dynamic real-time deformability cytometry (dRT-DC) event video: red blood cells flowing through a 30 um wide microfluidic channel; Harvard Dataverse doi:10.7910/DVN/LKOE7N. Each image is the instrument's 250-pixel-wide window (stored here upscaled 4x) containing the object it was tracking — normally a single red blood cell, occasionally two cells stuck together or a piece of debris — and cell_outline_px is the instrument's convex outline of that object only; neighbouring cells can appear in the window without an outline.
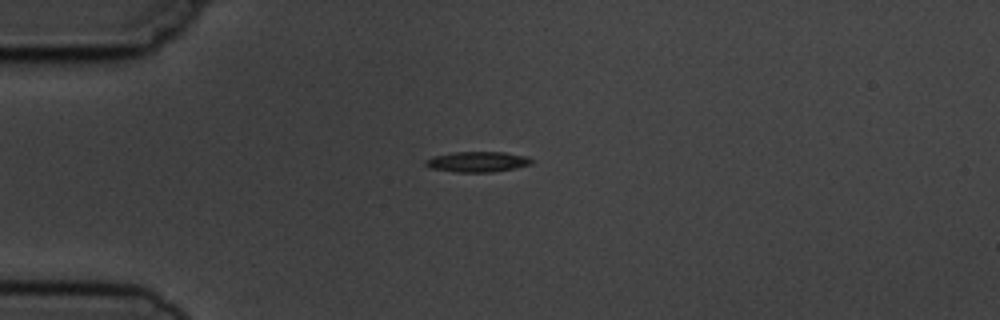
{"species": "common noctule bat (a hibernating species)", "species_latin": "Nyctalus noctula", "temperature_condition": "cold", "stored_images_in_passage": 6, "camera_frame_rate_fps": 3000, "um_per_image_px": 0.085, "animal": {"sex": "male", "body_mass_g": 19.5, "forearm_length_mm": 54.6}, "frame": {"image": 1, "passage_image": 1, "time_ms": 0.0, "image_size_px": [1000, 320], "cell_outline_px": [[532, 164], [516, 168], [492, 172], [456, 172], [428, 168], [424, 164], [424, 160], [432, 156], [452, 152], [504, 152], [528, 156], [532, 160]], "centroid_in_image_um": [40.55, 13.75], "position_along_channel_um": 44.5, "area_um2": 12.83}}
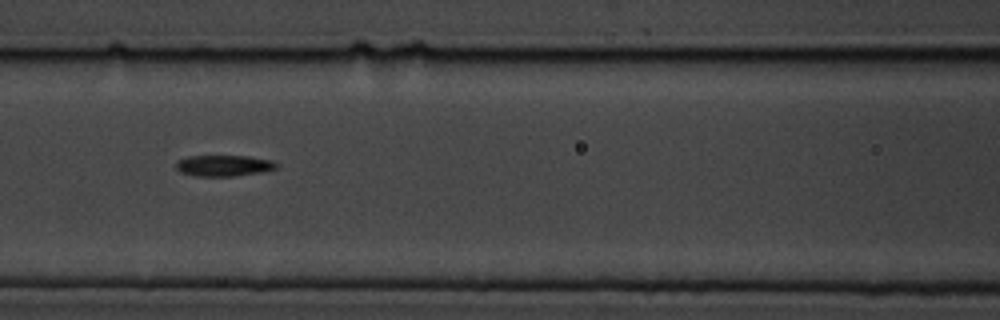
{"frame": {"image": 2, "passage_image": 4, "time_ms": 3.333, "image_size_px": [1000, 320], "cell_outline_px": [[276, 168], [260, 172], [232, 176], [196, 176], [180, 172], [176, 168], [176, 160], [188, 156], [248, 156], [272, 160], [276, 164]], "centroid_in_image_um": [18.96, 14.07], "position_along_channel_um": 147.6, "area_um2": 12.25}}
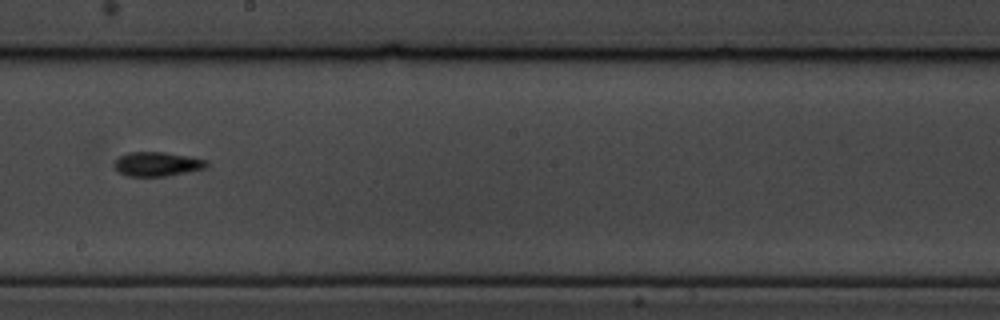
{"frame": {"image": 3, "passage_image": 6, "time_ms": 5.667, "image_size_px": [1000, 320], "cell_outline_px": [[208, 164], [204, 168], [188, 172], [168, 176], [128, 176], [120, 172], [112, 164], [120, 156], [128, 152], [160, 152], [188, 156], [208, 160]], "centroid_in_image_um": [13.36, 13.95], "position_along_channel_um": 234.8, "area_um2": 12.95}}